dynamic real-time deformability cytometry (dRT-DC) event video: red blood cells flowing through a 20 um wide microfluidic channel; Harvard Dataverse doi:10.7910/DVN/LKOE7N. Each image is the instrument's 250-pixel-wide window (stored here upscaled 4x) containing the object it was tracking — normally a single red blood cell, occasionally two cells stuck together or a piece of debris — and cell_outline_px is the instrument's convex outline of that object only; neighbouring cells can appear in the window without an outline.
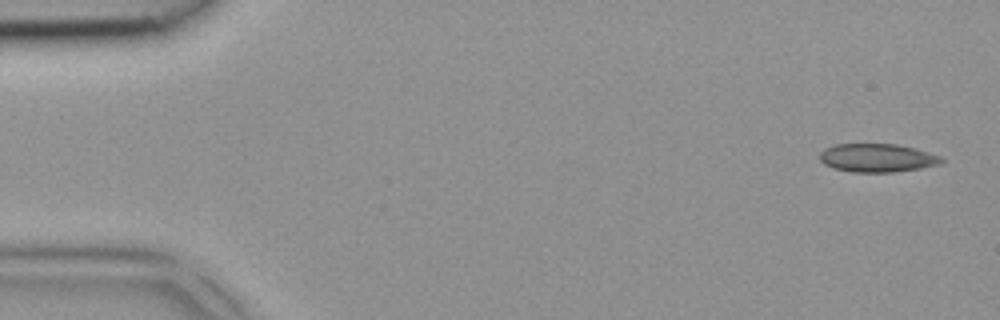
{"species": "common noctule bat (a hibernating species)", "species_latin": "Nyctalus noctula", "temperature_condition": "room temperature", "stored_images_in_passage": 4, "camera_frame_rate_fps": 3000, "um_per_image_px": 0.085, "animal": {"sex": "female", "body_mass_g": 18.4}, "frame": {"image": 1, "passage_image": 1, "time_ms": 0.0, "image_size_px": [1000, 320], "cell_outline_px": [[944, 160], [940, 164], [920, 168], [892, 172], [852, 172], [832, 168], [824, 164], [820, 160], [820, 152], [824, 148], [836, 144], [896, 144], [916, 148], [940, 156]], "centroid_in_image_um": [74.54, 13.42], "position_along_channel_um": 10.5, "area_um2": 20.17}}
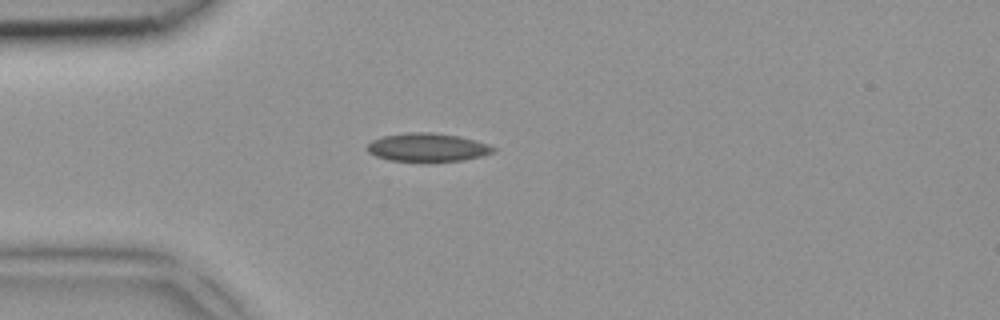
{"frame": {"image": 2, "passage_image": 4, "time_ms": 1.0, "image_size_px": [1000, 320], "cell_outline_px": [[496, 152], [480, 156], [460, 160], [388, 160], [376, 156], [368, 152], [364, 148], [372, 140], [384, 136], [408, 132], [432, 132], [456, 136], [488, 144], [496, 148]], "centroid_in_image_um": [36.29, 12.51], "position_along_channel_um": 48.7, "area_um2": 20.35}}